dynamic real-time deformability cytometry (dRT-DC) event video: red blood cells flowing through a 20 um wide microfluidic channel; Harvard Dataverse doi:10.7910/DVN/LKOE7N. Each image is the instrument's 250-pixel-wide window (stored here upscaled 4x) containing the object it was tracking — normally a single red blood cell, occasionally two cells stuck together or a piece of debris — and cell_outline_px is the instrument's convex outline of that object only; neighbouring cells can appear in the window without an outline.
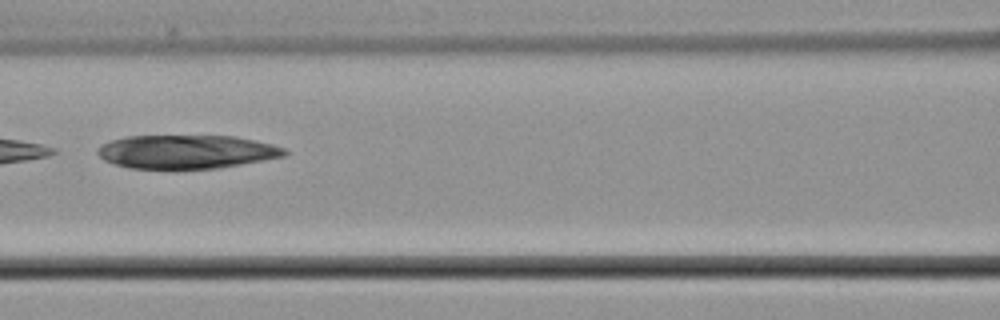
{"species": "common noctule bat (a hibernating species)", "species_latin": "Nyctalus noctula", "temperature_condition": "cold", "stored_images_in_passage": 3, "camera_frame_rate_fps": 3000, "um_per_image_px": 0.085, "animal": {"sex": "male", "body_mass_g": 21.5, "forearm_length_mm": 52.0}, "frame": {"image": 1, "passage_image": 3, "time_ms": 2.333, "image_size_px": [1000, 320], "cell_outline_px": [[288, 152], [284, 156], [220, 168], [176, 172], [128, 168], [104, 160], [96, 152], [104, 144], [112, 140], [128, 136], [236, 136], [272, 144], [284, 148]], "centroid_in_image_um": [15.84, 12.95], "position_along_channel_um": 150.8, "area_um2": 37.57}}